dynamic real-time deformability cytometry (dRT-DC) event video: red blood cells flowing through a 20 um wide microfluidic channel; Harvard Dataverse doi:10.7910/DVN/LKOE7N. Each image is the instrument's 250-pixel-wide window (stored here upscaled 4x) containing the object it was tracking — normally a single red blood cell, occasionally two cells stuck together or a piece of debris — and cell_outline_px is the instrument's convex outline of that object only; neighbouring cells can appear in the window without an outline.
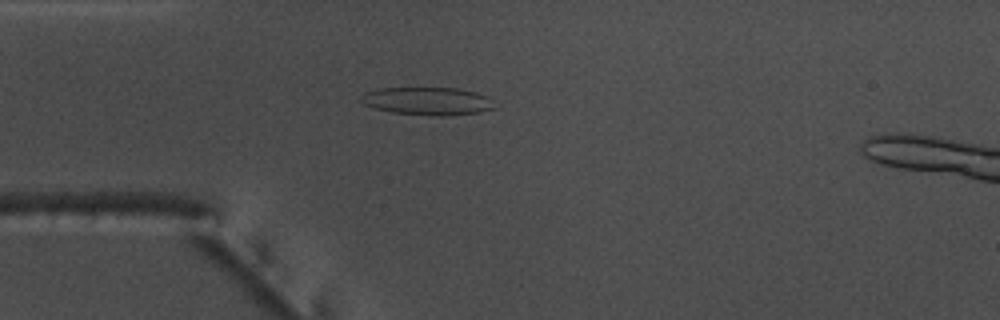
{"species": "common noctule bat (a hibernating species)", "species_latin": "Nyctalus noctula", "temperature_condition": "warm", "stored_images_in_passage": 54, "segment_of_instrument_passage": [1, 2], "camera_frame_rate_fps": 3000, "um_per_image_px": 0.085, "animal": {"sex": "male", "body_mass_g": 17.5, "forearm_length_mm": 52.3}, "frame": {"image": 1, "passage_image": 14, "time_ms": 4.333, "image_size_px": [1000, 320], "cell_outline_px": [[496, 108], [480, 112], [444, 116], [440, 116], [392, 112], [376, 108], [364, 104], [360, 100], [360, 96], [364, 92], [380, 88], [460, 88], [476, 92], [488, 96], [492, 100]], "centroid_in_image_um": [36.37, 8.58], "position_along_channel_um": 48.6, "area_um2": 21.73}}
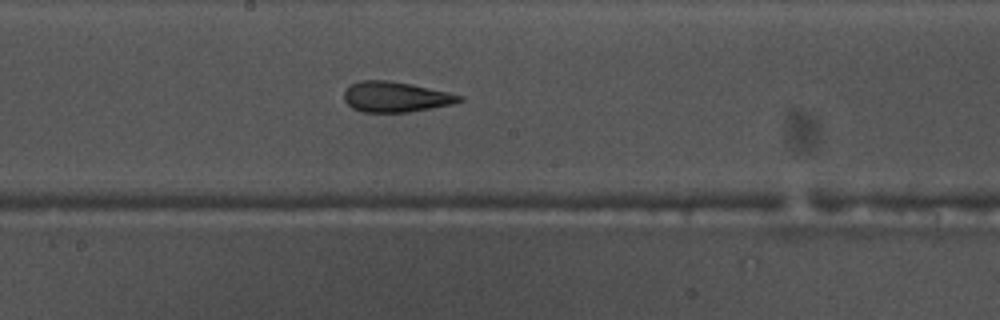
{"frame": {"image": 2, "passage_image": 28, "time_ms": 9.0, "image_size_px": [1000, 320], "cell_outline_px": [[464, 100], [452, 104], [408, 112], [364, 112], [352, 108], [344, 100], [344, 92], [352, 84], [360, 80], [388, 80], [412, 84], [448, 92], [464, 96]], "centroid_in_image_um": [33.64, 8.23], "position_along_channel_um": 214.6, "area_um2": 20.35}}
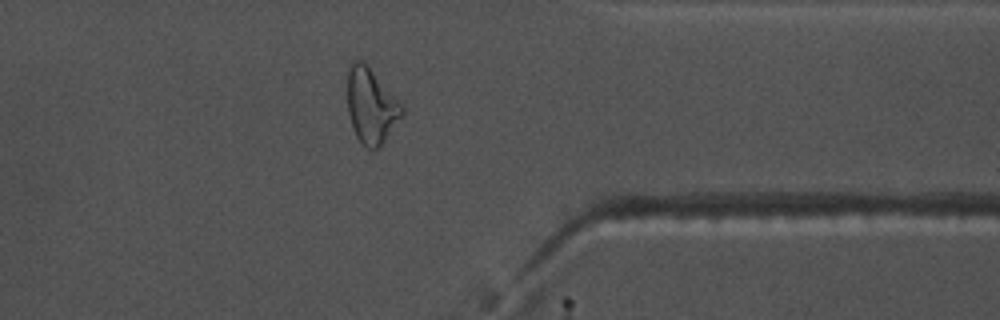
{"frame": {"image": 3, "passage_image": 42, "time_ms": 13.667, "image_size_px": [1000, 320], "cell_outline_px": [[404, 112], [384, 140], [376, 148], [368, 148], [356, 136], [348, 112], [348, 68], [352, 60], [364, 60], [404, 104]], "centroid_in_image_um": [31.56, 8.9], "position_along_channel_um": 379.8, "area_um2": 23.81}}